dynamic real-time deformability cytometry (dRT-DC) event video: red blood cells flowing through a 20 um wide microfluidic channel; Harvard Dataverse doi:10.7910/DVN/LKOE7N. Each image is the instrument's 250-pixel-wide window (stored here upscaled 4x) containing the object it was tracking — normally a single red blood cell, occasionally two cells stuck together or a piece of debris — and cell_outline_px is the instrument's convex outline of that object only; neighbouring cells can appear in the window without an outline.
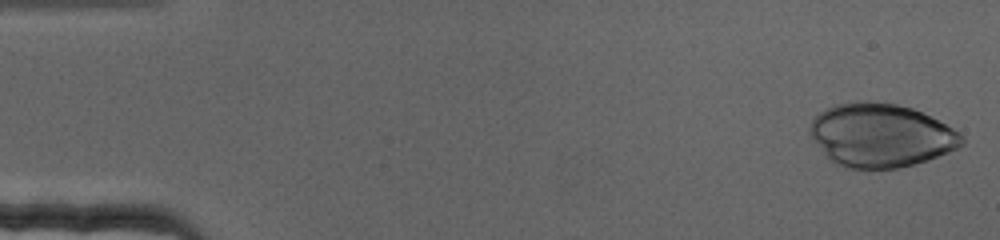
{"species": "human", "species_latin": "Homo sapiens", "temperature_condition": "cold", "stored_images_in_passage": 70, "camera_frame_rate_fps": 3000, "um_per_image_px": 0.085, "donor": {"sex": "female"}, "frame": {"image": 1, "passage_image": 2, "time_ms": 0.333, "image_size_px": [1000, 240], "cell_outline_px": [[964, 144], [948, 152], [928, 160], [896, 168], [844, 168], [828, 160], [808, 132], [812, 120], [820, 112], [836, 104], [856, 100], [860, 100], [896, 104], [912, 108], [952, 128], [964, 136]], "centroid_in_image_um": [74.83, 11.5], "position_along_channel_um": 10.2, "area_um2": 55.95}}
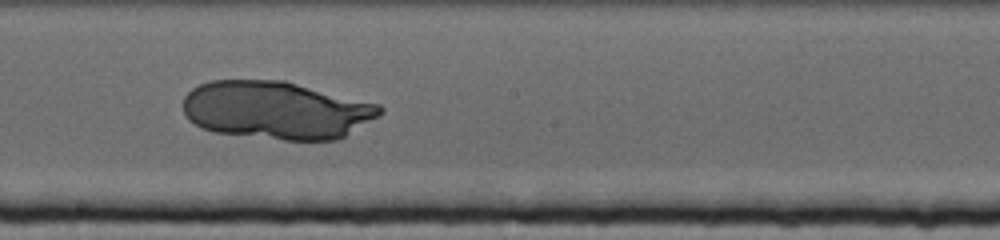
{"frame": {"image": 2, "passage_image": 39, "time_ms": 12.667, "image_size_px": [1000, 240], "cell_outline_px": [[384, 112], [380, 116], [344, 136], [336, 140], [284, 140], [216, 132], [200, 128], [188, 120], [184, 116], [184, 96], [192, 88], [200, 84], [212, 80], [284, 80], [380, 104], [384, 108]], "centroid_in_image_um": [23.49, 9.36], "position_along_channel_um": 224.7, "area_um2": 66.76}}
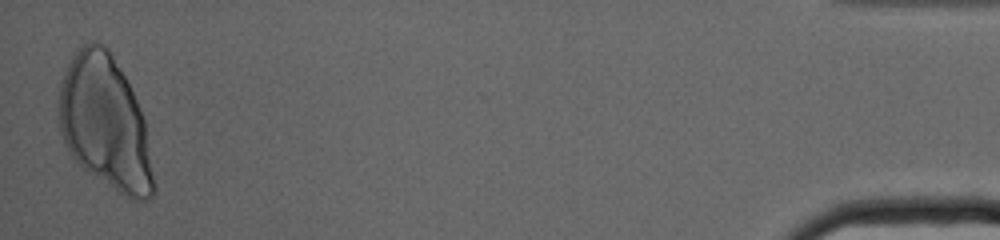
{"frame": {"image": 3, "passage_image": 69, "time_ms": 22.667, "image_size_px": [1000, 240], "cell_outline_px": [[156, 192], [152, 196], [144, 200], [136, 200], [120, 192], [84, 168], [72, 156], [64, 144], [60, 132], [56, 116], [56, 104], [60, 84], [68, 64], [72, 56], [84, 44], [92, 40], [96, 40], [104, 44], [108, 48], [124, 76], [140, 108], [144, 120], [156, 188]], "centroid_in_image_um": [8.9, 10.41], "position_along_channel_um": 426.3, "area_um2": 73.52}}